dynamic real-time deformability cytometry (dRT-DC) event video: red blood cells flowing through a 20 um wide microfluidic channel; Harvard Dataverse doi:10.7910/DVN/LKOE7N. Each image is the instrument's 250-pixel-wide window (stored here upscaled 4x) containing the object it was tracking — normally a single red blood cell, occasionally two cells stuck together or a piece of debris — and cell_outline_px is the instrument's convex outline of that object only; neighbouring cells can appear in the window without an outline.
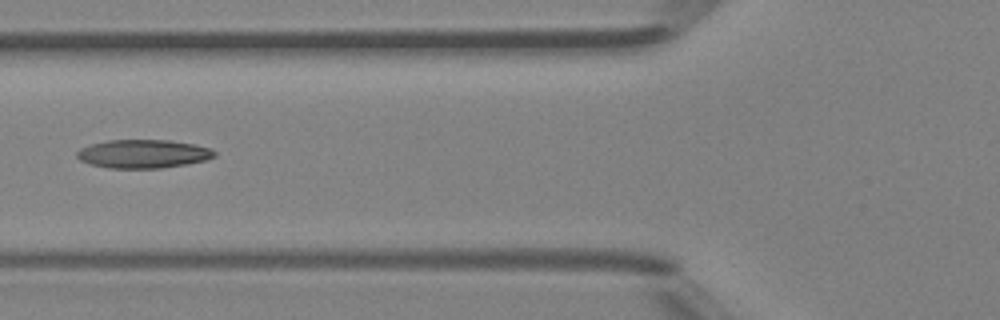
{"species": "Egyptian fruit bat (a non-hibernating species)", "species_latin": "Rousettus aegyptiacus", "temperature_condition": "room temperature", "stored_images_in_passage": 5, "camera_frame_rate_fps": 3000, "um_per_image_px": 0.085, "animal": {"sex": "female"}, "frame": {"image": 1, "passage_image": 5, "time_ms": 5.333, "image_size_px": [1000, 320], "cell_outline_px": [[216, 156], [204, 160], [184, 164], [160, 168], [108, 168], [88, 164], [80, 160], [76, 156], [76, 152], [80, 148], [92, 144], [108, 140], [168, 140], [192, 144], [212, 148], [216, 152]], "centroid_in_image_um": [12.14, 13.08], "position_along_channel_um": 113.7, "area_um2": 22.77}}